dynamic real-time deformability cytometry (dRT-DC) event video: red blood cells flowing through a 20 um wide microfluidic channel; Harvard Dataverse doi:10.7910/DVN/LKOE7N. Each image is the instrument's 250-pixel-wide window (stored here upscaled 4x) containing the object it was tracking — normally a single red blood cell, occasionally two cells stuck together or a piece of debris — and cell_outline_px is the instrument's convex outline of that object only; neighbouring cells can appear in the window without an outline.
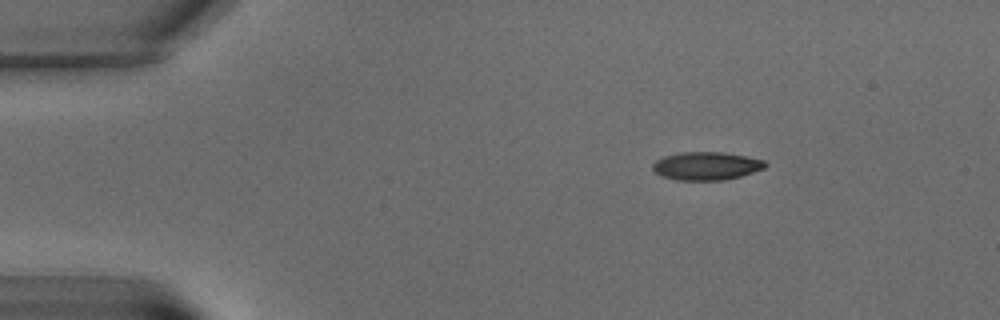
{"species": "common noctule bat (a hibernating species)", "species_latin": "Nyctalus noctula", "temperature_condition": "warm", "stored_images_in_passage": 6, "camera_frame_rate_fps": 3000, "um_per_image_px": 0.085, "animal": {"sex": "male", "body_mass_g": 15.6}, "frame": {"image": 1, "passage_image": 3, "time_ms": 3.667, "image_size_px": [1000, 320], "cell_outline_px": [[768, 164], [764, 168], [740, 176], [724, 180], [676, 180], [664, 176], [656, 172], [652, 168], [652, 164], [656, 160], [664, 156], [680, 152], [724, 152], [748, 156], [764, 160]], "centroid_in_image_um": [60.05, 14.09], "position_along_channel_um": 24.9, "area_um2": 18.44}}